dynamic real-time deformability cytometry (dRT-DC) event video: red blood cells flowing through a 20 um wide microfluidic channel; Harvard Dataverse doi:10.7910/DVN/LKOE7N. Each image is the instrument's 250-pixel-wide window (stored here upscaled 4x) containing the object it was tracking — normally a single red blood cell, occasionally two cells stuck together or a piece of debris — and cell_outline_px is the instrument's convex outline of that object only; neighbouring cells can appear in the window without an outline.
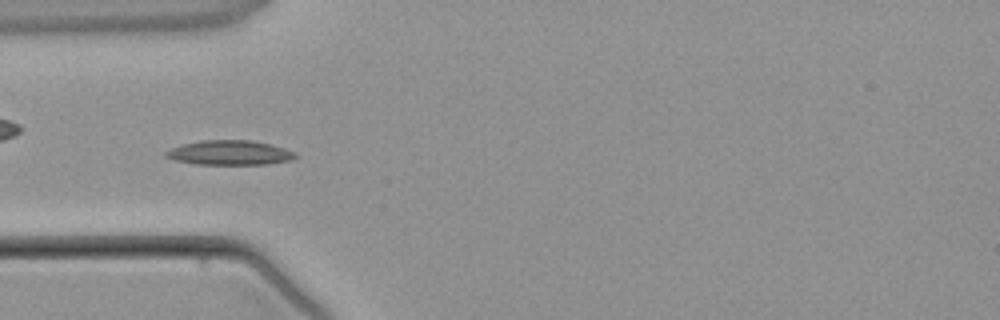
{"species": "common noctule bat (a hibernating species)", "species_latin": "Nyctalus noctula", "temperature_condition": "warm", "stored_images_in_passage": 4, "camera_frame_rate_fps": 3000, "um_per_image_px": 0.085, "animal": {"sex": "male", "body_mass_g": 21.5, "forearm_length_mm": 52.0}, "frame": {"image": 1, "passage_image": 3, "time_ms": 2.667, "image_size_px": [1000, 320], "cell_outline_px": [[300, 156], [292, 160], [268, 164], [196, 164], [172, 160], [164, 156], [164, 152], [172, 148], [184, 144], [200, 140], [252, 140], [284, 148], [296, 152]], "centroid_in_image_um": [19.54, 12.98], "position_along_channel_um": 65.5, "area_um2": 18.67}}
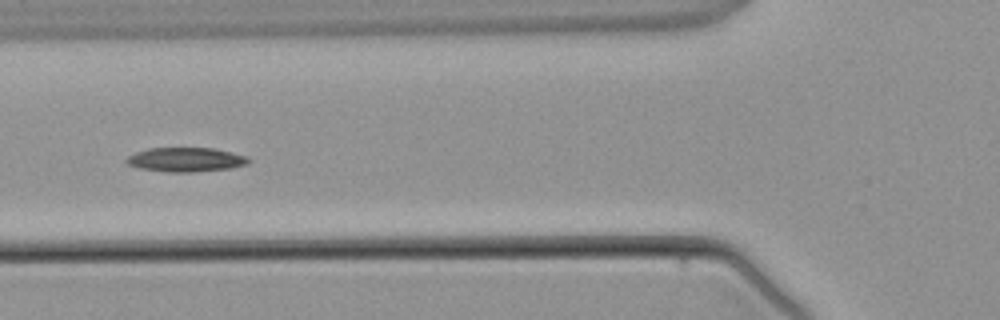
{"frame": {"image": 2, "passage_image": 4, "time_ms": 3.667, "image_size_px": [1000, 320], "cell_outline_px": [[252, 160], [248, 164], [232, 168], [192, 172], [168, 172], [140, 168], [128, 164], [124, 160], [128, 156], [136, 152], [148, 148], [216, 148], [248, 156]], "centroid_in_image_um": [15.84, 13.56], "position_along_channel_um": 110.0, "area_um2": 17.4}}